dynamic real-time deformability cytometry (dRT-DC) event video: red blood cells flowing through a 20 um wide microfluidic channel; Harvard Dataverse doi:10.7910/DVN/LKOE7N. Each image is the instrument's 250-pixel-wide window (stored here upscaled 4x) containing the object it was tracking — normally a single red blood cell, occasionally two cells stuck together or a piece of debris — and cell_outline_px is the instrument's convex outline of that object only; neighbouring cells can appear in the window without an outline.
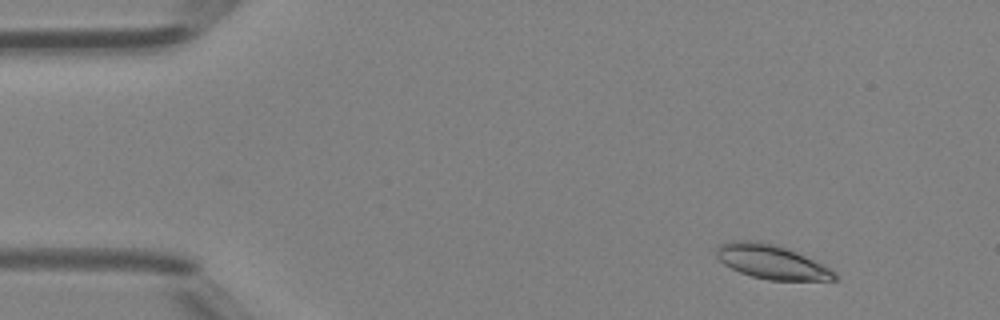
{"species": "Egyptian fruit bat (a non-hibernating species)", "species_latin": "Rousettus aegyptiacus", "temperature_condition": "room temperature", "stored_images_in_passage": 45, "camera_frame_rate_fps": 3000, "um_per_image_px": 0.085, "animal": {"sex": "female"}, "frame": {"image": 1, "passage_image": 3, "time_ms": 0.667, "image_size_px": [1000, 320], "cell_outline_px": [[840, 280], [768, 280], [752, 276], [740, 272], [724, 264], [716, 256], [716, 248], [720, 244], [732, 240], [760, 240], [780, 244], [836, 272]], "centroid_in_image_um": [65.56, 22.23], "position_along_channel_um": 19.4, "area_um2": 23.58}}
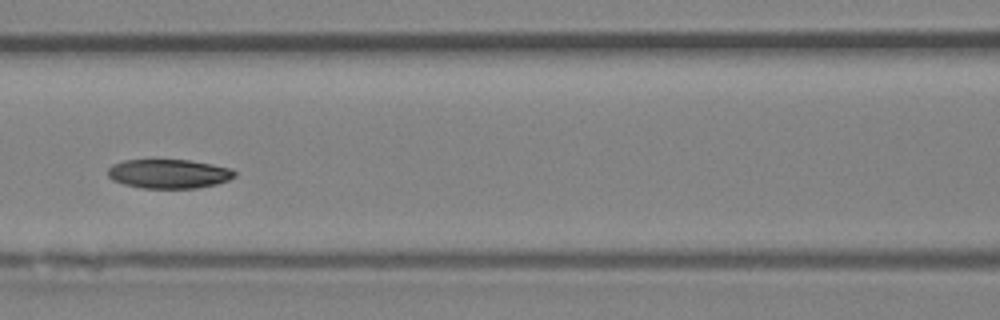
{"frame": {"image": 2, "passage_image": 19, "time_ms": 6.0, "image_size_px": [1000, 320], "cell_outline_px": [[236, 176], [228, 180], [216, 184], [196, 188], [140, 188], [124, 184], [112, 180], [108, 176], [108, 168], [112, 164], [124, 160], [188, 160], [212, 164], [232, 168], [236, 172]], "centroid_in_image_um": [14.35, 14.77], "position_along_channel_um": 152.2, "area_um2": 21.62}}
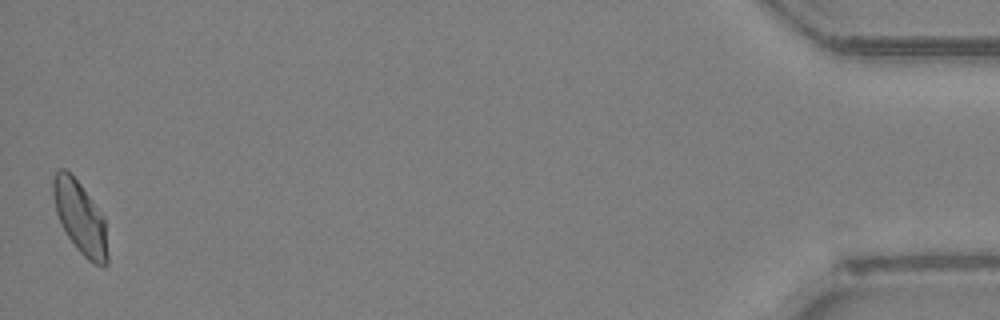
{"frame": {"image": 3, "passage_image": 45, "time_ms": 14.667, "image_size_px": [1000, 320], "cell_outline_px": [[108, 264], [104, 268], [88, 260], [76, 248], [68, 236], [56, 212], [52, 196], [52, 180], [56, 172], [60, 168], [64, 168], [80, 184], [104, 216], [108, 256]], "centroid_in_image_um": [6.82, 18.52], "position_along_channel_um": 428.4, "area_um2": 22.83}}